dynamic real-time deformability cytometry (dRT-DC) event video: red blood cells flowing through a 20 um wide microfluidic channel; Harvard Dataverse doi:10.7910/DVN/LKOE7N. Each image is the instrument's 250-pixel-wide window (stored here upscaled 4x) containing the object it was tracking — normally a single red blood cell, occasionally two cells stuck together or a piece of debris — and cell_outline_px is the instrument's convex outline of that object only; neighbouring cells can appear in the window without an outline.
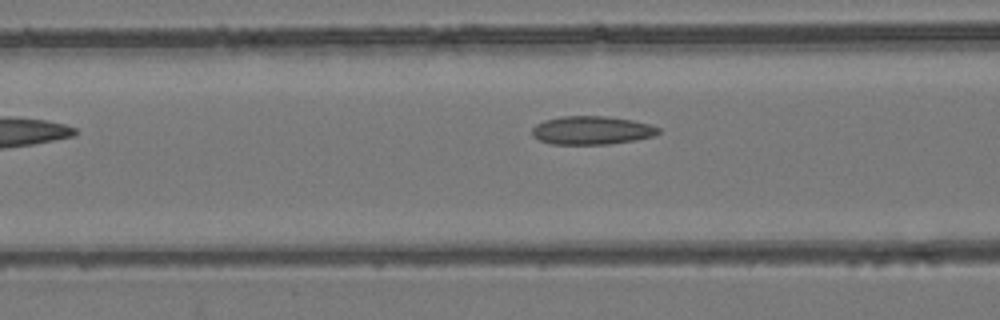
{"species": "common noctule bat (a hibernating species)", "species_latin": "Nyctalus noctula", "temperature_condition": "room temperature", "stored_images_in_passage": 33, "camera_frame_rate_fps": 3000, "um_per_image_px": 0.085, "animal": {"sex": "female", "body_mass_g": 24.6, "forearm_length_mm": 56.2}, "frame": {"image": 1, "passage_image": 5, "time_ms": 1.333, "image_size_px": [1000, 320], "cell_outline_px": [[660, 132], [652, 136], [636, 140], [608, 144], [552, 144], [540, 140], [532, 136], [532, 128], [536, 124], [544, 120], [560, 116], [604, 116], [632, 120], [652, 124], [660, 128]], "centroid_in_image_um": [50.3, 11.07], "position_along_channel_um": 116.3, "area_um2": 20.98}}
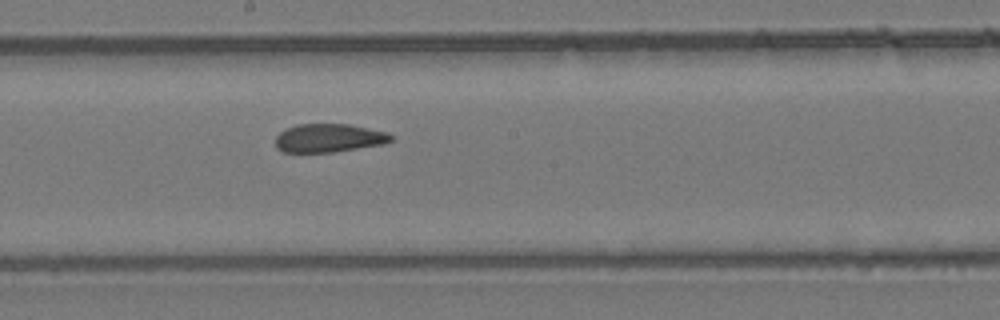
{"frame": {"image": 2, "passage_image": 13, "time_ms": 4.0, "image_size_px": [1000, 320], "cell_outline_px": [[392, 140], [384, 144], [332, 152], [284, 152], [276, 148], [276, 136], [284, 128], [296, 124], [348, 124], [388, 132], [392, 136]], "centroid_in_image_um": [27.93, 11.72], "position_along_channel_um": 220.3, "area_um2": 19.19}}
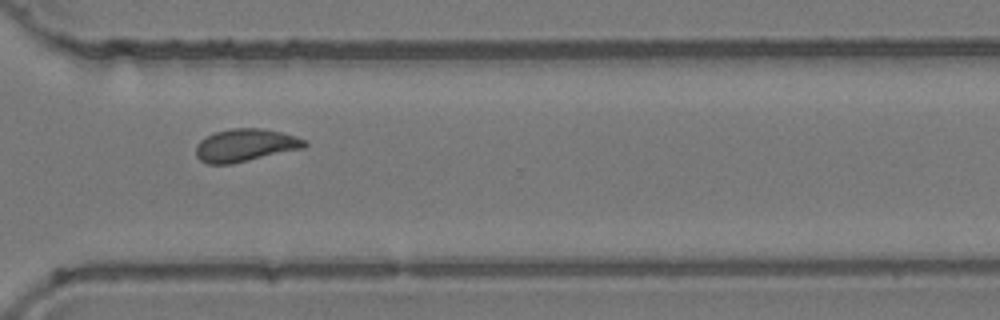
{"frame": {"image": 3, "passage_image": 23, "time_ms": 7.333, "image_size_px": [1000, 320], "cell_outline_px": [[308, 144], [304, 148], [232, 164], [208, 164], [200, 160], [196, 156], [196, 144], [200, 140], [216, 132], [232, 128], [260, 128], [280, 132], [296, 136], [308, 140]], "centroid_in_image_um": [20.87, 12.35], "position_along_channel_um": 349.7, "area_um2": 20.75}, "authors_computed_cell_mechanics": {"area_um2": 20.3456, "velocity_mm_per_s": 3.9021, "shape_relaxation_time_tau1_ms": null, "shape_relaxation_time_tau2_ms": 1.6662, "deformation_change_tau1": null, "deformation_change_tau2": 0.081}}